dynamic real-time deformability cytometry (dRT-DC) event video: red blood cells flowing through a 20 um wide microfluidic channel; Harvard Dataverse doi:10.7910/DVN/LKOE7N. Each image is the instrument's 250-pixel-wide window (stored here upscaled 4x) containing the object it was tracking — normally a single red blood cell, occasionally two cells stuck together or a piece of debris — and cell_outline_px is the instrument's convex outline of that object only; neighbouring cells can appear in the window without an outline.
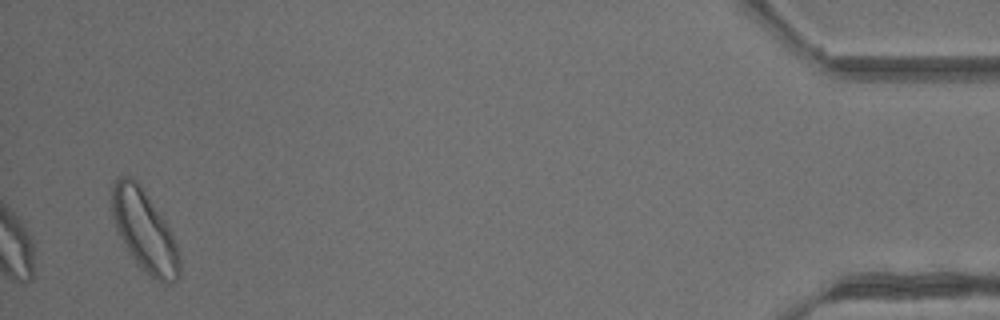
{"species": "common noctule bat (a hibernating species)", "species_latin": "Nyctalus noctula", "temperature_condition": "warm", "stored_images_in_passage": 31, "segment_of_instrument_passage": [2, 2], "camera_frame_rate_fps": 3000, "um_per_image_px": 0.085, "animal": {"sex": "male", "body_mass_g": 13.3}, "frame": {"image": 1, "passage_image": 31, "time_ms": 10.0, "image_size_px": [1000, 320], "cell_outline_px": [[180, 276], [172, 284], [168, 284], [156, 280], [140, 268], [124, 248], [116, 228], [112, 216], [112, 188], [116, 180], [120, 176], [132, 176], [140, 184], [172, 232], [180, 256]], "centroid_in_image_um": [12.28, 19.66], "position_along_channel_um": 422.9, "area_um2": 32.19}}